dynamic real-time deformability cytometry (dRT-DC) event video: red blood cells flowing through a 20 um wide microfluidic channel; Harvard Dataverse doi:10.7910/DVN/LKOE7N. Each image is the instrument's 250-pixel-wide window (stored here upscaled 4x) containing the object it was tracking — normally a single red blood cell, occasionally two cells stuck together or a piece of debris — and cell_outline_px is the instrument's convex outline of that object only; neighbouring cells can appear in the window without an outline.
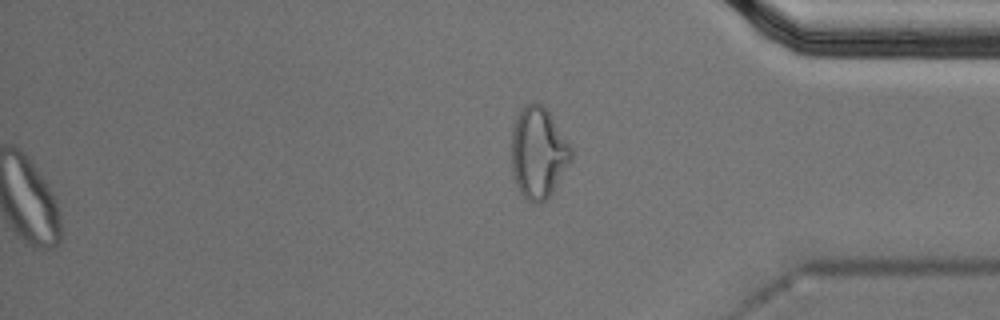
{"species": "Egyptian fruit bat (a non-hibernating species)", "species_latin": "Rousettus aegyptiacus", "temperature_condition": "cold", "stored_images_in_passage": 46, "segment_of_instrument_passage": [3, 3], "camera_frame_rate_fps": 3000, "um_per_image_px": 0.085, "animal": {"sex": "male"}, "frame": {"image": 1, "passage_image": 46, "time_ms": 15.0, "image_size_px": [1000, 320], "cell_outline_px": [[572, 160], [552, 192], [540, 204], [536, 204], [528, 200], [520, 192], [512, 176], [512, 128], [524, 104], [532, 100], [540, 104], [552, 116], [572, 148]], "centroid_in_image_um": [45.75, 12.98], "position_along_channel_um": 389.4, "area_um2": 31.67}}